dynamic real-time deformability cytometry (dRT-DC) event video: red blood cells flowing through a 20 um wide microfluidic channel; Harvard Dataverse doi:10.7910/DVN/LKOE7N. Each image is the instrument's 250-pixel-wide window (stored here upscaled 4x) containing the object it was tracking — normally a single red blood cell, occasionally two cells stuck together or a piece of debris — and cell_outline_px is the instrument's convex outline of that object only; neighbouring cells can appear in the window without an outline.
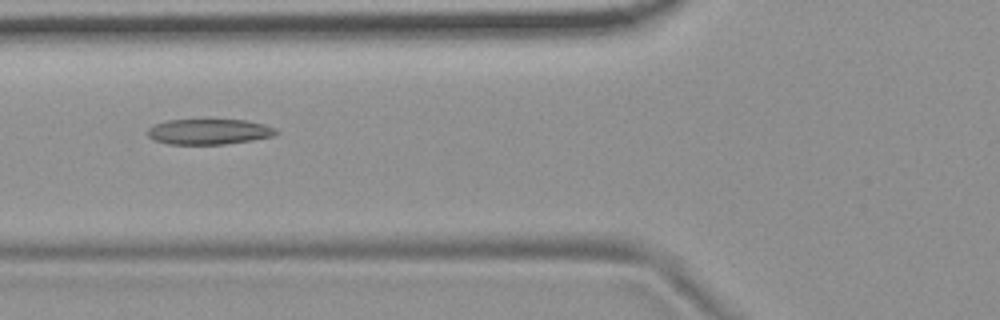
{"species": "common noctule bat (a hibernating species)", "species_latin": "Nyctalus noctula", "temperature_condition": "room temperature", "stored_images_in_passage": 53, "camera_frame_rate_fps": 3000, "um_per_image_px": 0.085, "animal": {"sex": "female", "body_mass_g": 19.9}, "frame": {"image": 1, "passage_image": 21, "time_ms": 6.667, "image_size_px": [1000, 320], "cell_outline_px": [[280, 132], [276, 136], [252, 140], [224, 144], [168, 144], [156, 140], [148, 136], [148, 128], [152, 124], [168, 120], [248, 120], [264, 124], [276, 128]], "centroid_in_image_um": [17.81, 11.19], "position_along_channel_um": 108.0, "area_um2": 19.19}}
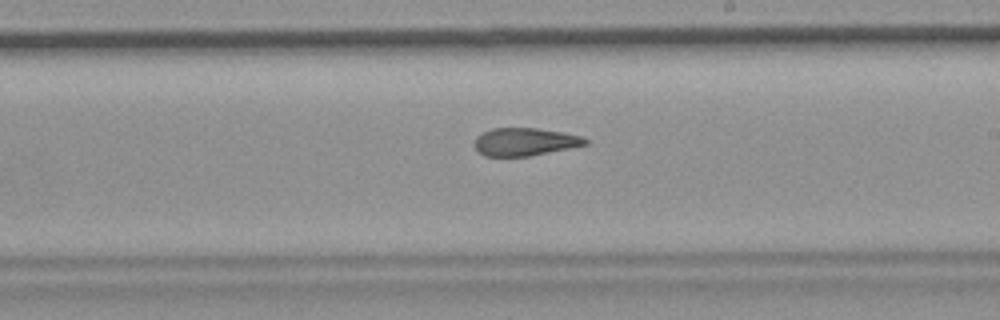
{"frame": {"image": 2, "passage_image": 32, "time_ms": 10.333, "image_size_px": [1000, 320], "cell_outline_px": [[588, 144], [528, 156], [484, 156], [476, 152], [472, 144], [476, 136], [492, 128], [536, 128], [564, 132], [580, 136], [588, 140]], "centroid_in_image_um": [44.54, 12.05], "position_along_channel_um": 244.5, "area_um2": 18.03}}
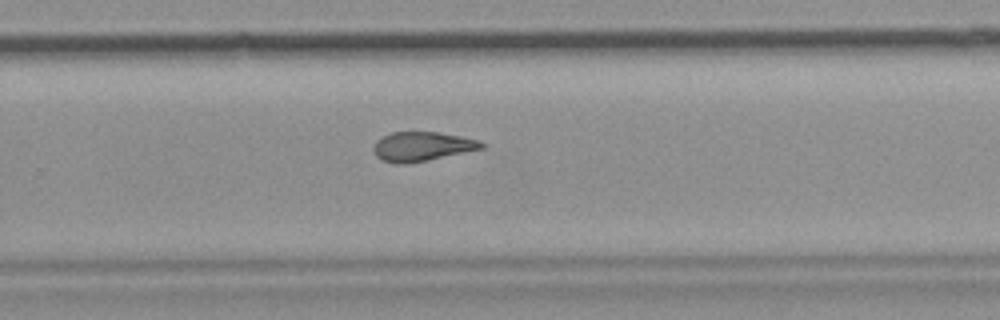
{"frame": {"image": 3, "passage_image": 36, "time_ms": 11.667, "image_size_px": [1000, 320], "cell_outline_px": [[484, 148], [428, 160], [404, 164], [396, 164], [380, 160], [376, 156], [372, 148], [376, 140], [392, 132], [440, 132], [480, 140], [484, 144]], "centroid_in_image_um": [35.85, 12.45], "position_along_channel_um": 294.0, "area_um2": 18.5}}